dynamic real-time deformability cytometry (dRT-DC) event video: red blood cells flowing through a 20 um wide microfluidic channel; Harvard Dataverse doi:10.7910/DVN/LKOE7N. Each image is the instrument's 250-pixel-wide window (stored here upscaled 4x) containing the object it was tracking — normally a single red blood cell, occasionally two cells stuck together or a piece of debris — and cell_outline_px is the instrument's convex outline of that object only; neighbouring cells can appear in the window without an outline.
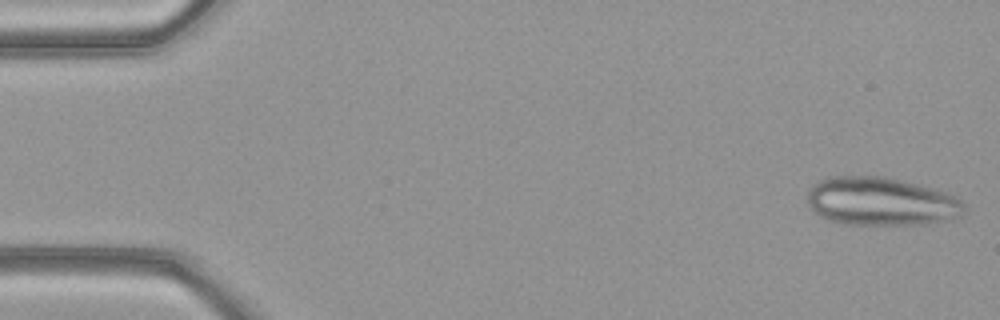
{"species": "common noctule bat (a hibernating species)", "species_latin": "Nyctalus noctula", "temperature_condition": "warm", "stored_images_in_passage": 18, "camera_frame_rate_fps": 3000, "um_per_image_px": 0.085, "animal": {"sex": "female", "body_mass_g": 21.9}, "frame": {"image": 1, "passage_image": 1, "time_ms": 0.0, "image_size_px": [1000, 320], "cell_outline_px": [[968, 208], [964, 216], [952, 220], [924, 224], [844, 224], [828, 220], [820, 216], [808, 204], [808, 188], [812, 184], [828, 176], [884, 176], [920, 184], [936, 188], [948, 192], [956, 196]], "centroid_in_image_um": [74.96, 17.12], "position_along_channel_um": 10.0, "area_um2": 44.97}}